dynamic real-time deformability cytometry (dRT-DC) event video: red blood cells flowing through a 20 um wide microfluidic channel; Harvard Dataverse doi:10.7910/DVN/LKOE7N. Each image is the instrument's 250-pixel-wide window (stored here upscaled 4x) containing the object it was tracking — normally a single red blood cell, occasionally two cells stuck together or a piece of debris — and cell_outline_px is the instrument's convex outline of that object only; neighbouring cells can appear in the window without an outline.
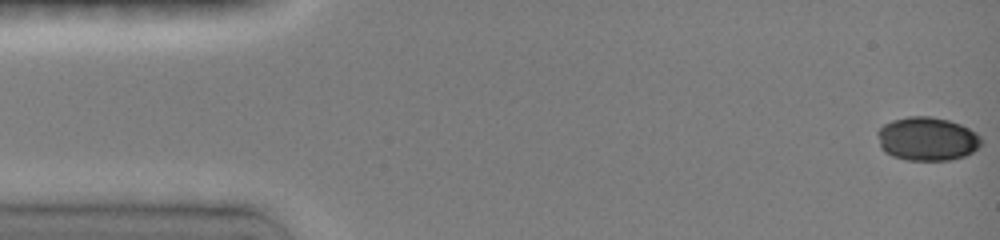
{"species": "common noctule bat (a hibernating species)", "species_latin": "Nyctalus noctula", "temperature_condition": "room temperature", "stored_images_in_passage": 37, "camera_frame_rate_fps": 3000, "um_per_image_px": 0.085, "animal": {"sex": "female", "body_mass_g": 19.0, "forearm_length_mm": 51.5}, "frame": {"image": 1, "passage_image": 1, "time_ms": 0.0, "image_size_px": [1000, 240], "cell_outline_px": [[980, 144], [972, 152], [964, 156], [948, 160], [908, 160], [892, 156], [884, 152], [880, 148], [876, 132], [884, 124], [892, 120], [908, 116], [932, 116], [948, 120], [960, 124], [976, 132], [980, 136]], "centroid_in_image_um": [78.76, 11.8], "position_along_channel_um": 6.2, "area_um2": 26.41}}
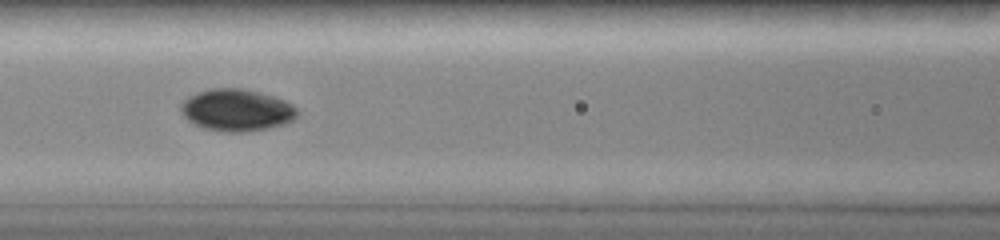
{"frame": {"image": 2, "passage_image": 18, "time_ms": 6.667, "image_size_px": [1000, 240], "cell_outline_px": [[300, 112], [296, 120], [284, 124], [268, 128], [248, 132], [224, 132], [204, 128], [188, 120], [180, 112], [180, 104], [188, 96], [200, 92], [216, 88], [236, 88], [256, 92], [272, 96], [284, 100], [292, 104]], "centroid_in_image_um": [20.14, 9.38], "position_along_channel_um": 146.5, "area_um2": 28.44}}
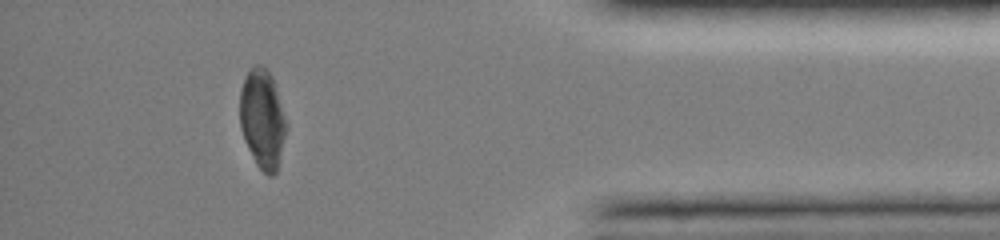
{"frame": {"image": 3, "passage_image": 34, "time_ms": 14.0, "image_size_px": [1000, 240], "cell_outline_px": [[288, 128], [276, 172], [272, 176], [268, 176], [256, 164], [244, 140], [240, 128], [240, 92], [244, 80], [248, 72], [256, 64], [260, 64], [268, 68], [276, 84], [288, 124]], "centroid_in_image_um": [22.34, 10.09], "position_along_channel_um": 412.9, "area_um2": 27.22}, "authors_computed_cell_mechanics": {"area_um2": 26.9348, "velocity_mm_per_s": 3.9911, "shape_relaxation_time_tau1_ms": 3.2225, "shape_relaxation_time_tau2_ms": 3.435, "deformation_change_tau1": 0.1157, "deformation_change_tau2": 0.0438}}